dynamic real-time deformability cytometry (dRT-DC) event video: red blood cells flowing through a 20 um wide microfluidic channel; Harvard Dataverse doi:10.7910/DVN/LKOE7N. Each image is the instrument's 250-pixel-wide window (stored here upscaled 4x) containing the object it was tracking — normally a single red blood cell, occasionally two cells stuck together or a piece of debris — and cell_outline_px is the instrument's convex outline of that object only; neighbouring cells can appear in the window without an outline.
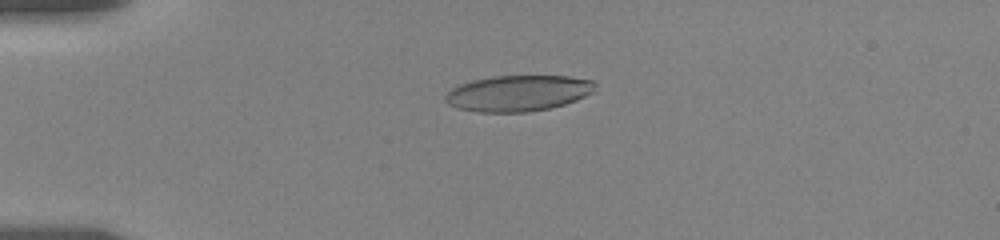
{"species": "human", "species_latin": "Homo sapiens", "temperature_condition": "room temperature", "stored_images_in_passage": 7, "camera_frame_rate_fps": 3000, "um_per_image_px": 0.085, "donor": {"sex": "female"}, "frame": {"image": 1, "passage_image": 6, "time_ms": 4.333, "image_size_px": [1000, 240], "cell_outline_px": [[596, 92], [576, 100], [552, 108], [524, 112], [476, 112], [460, 108], [448, 104], [444, 100], [444, 96], [452, 88], [460, 84], [472, 80], [496, 76], [568, 76], [592, 80], [596, 84]], "centroid_in_image_um": [44.07, 7.92], "position_along_channel_um": 40.9, "area_um2": 31.5}}